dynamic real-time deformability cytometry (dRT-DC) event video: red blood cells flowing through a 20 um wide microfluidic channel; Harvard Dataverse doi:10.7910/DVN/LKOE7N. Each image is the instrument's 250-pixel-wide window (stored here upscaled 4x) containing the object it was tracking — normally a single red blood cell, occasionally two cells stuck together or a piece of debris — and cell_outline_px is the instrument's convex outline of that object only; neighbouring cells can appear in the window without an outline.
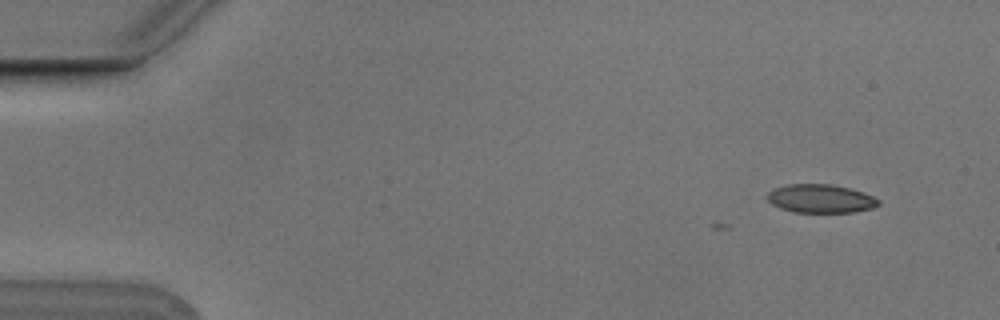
{"species": "Egyptian fruit bat (a non-hibernating species)", "species_latin": "Rousettus aegyptiacus", "temperature_condition": "cold", "stored_images_in_passage": 5, "camera_frame_rate_fps": 3000, "um_per_image_px": 0.085, "animal": {"sex": "male"}, "frame": {"image": 1, "passage_image": 1, "time_ms": 0.0, "image_size_px": [1000, 320], "cell_outline_px": [[880, 204], [872, 208], [856, 212], [792, 212], [780, 208], [772, 204], [764, 196], [768, 192], [776, 188], [788, 184], [828, 184], [848, 188], [864, 192], [880, 200]], "centroid_in_image_um": [69.74, 16.89], "position_along_channel_um": 15.3, "area_um2": 18.5}}
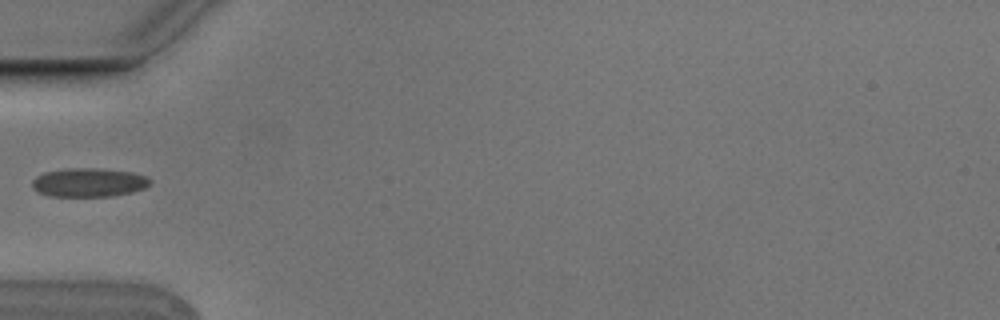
{"frame": {"image": 2, "passage_image": 4, "time_ms": 1.0, "image_size_px": [1000, 320], "cell_outline_px": [[152, 184], [144, 188], [132, 192], [112, 196], [48, 196], [32, 188], [32, 180], [36, 176], [44, 172], [68, 168], [100, 168], [132, 172], [144, 176], [152, 180]], "centroid_in_image_um": [7.55, 15.5], "position_along_channel_um": 77.4, "area_um2": 19.88}}